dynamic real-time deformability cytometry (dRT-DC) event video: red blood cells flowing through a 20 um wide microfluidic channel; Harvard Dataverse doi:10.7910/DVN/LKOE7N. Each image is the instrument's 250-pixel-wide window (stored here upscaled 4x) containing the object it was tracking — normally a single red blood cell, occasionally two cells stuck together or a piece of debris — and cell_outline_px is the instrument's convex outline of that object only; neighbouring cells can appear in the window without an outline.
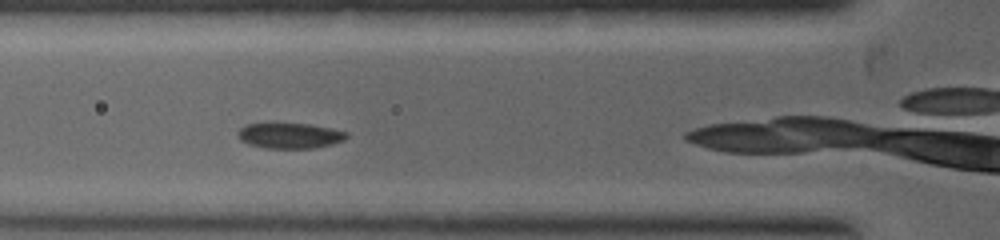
{"species": "common noctule bat (a hibernating species)", "species_latin": "Nyctalus noctula", "temperature_condition": "warm", "stored_images_in_passage": 6, "camera_frame_rate_fps": 5000, "um_per_image_px": 0.085, "animal": {"sex": "female", "body_mass_g": 19.0, "forearm_length_mm": 53.3}, "frame": {"image": 1, "passage_image": 3, "time_ms": 1.0, "image_size_px": [1000, 240], "cell_outline_px": [[348, 136], [344, 140], [332, 144], [312, 148], [264, 148], [248, 144], [240, 140], [236, 132], [244, 124], [268, 120], [276, 120], [308, 124], [332, 128], [348, 132]], "centroid_in_image_um": [24.54, 11.46], "position_along_channel_um": 101.3, "area_um2": 17.17}}
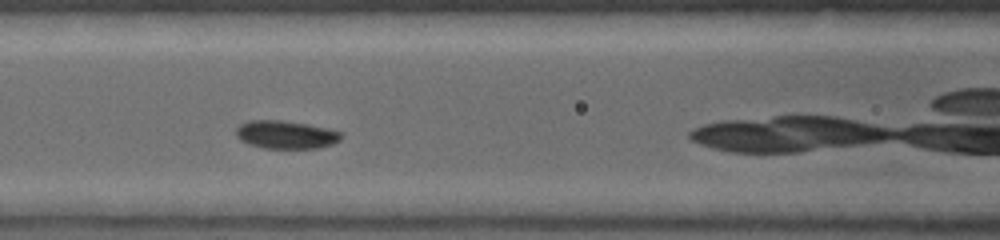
{"frame": {"image": 2, "passage_image": 4, "time_ms": 1.6, "image_size_px": [1000, 240], "cell_outline_px": [[340, 140], [332, 144], [316, 148], [264, 148], [248, 144], [240, 140], [236, 136], [236, 128], [240, 124], [248, 120], [280, 120], [308, 124], [328, 128], [340, 132]], "centroid_in_image_um": [24.26, 11.44], "position_along_channel_um": 142.3, "area_um2": 17.17}}